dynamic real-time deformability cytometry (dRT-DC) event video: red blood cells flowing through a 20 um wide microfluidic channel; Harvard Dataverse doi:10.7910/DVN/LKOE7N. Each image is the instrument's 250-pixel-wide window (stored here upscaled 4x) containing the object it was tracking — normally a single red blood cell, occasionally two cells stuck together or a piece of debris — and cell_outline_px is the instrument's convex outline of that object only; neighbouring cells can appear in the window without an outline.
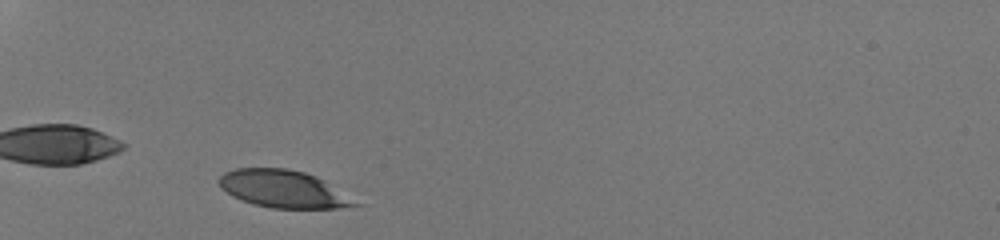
{"species": "human", "species_latin": "Homo sapiens", "temperature_condition": "room temperature", "stored_images_in_passage": 31, "camera_frame_rate_fps": 3000, "um_per_image_px": 0.085, "donor": {"sex": "male"}, "frame": {"image": 1, "passage_image": 2, "time_ms": 0.333, "image_size_px": [1000, 240], "cell_outline_px": [[364, 204], [336, 208], [272, 208], [252, 204], [240, 200], [232, 196], [220, 188], [220, 176], [224, 172], [236, 168], [288, 168], [304, 172], [316, 176], [324, 180]], "centroid_in_image_um": [24.09, 16.06], "position_along_channel_um": 60.9, "area_um2": 29.82}}
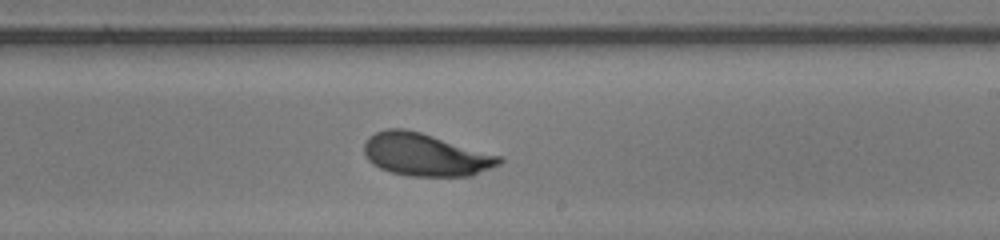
{"frame": {"image": 2, "passage_image": 18, "time_ms": 5.667, "image_size_px": [1000, 240], "cell_outline_px": [[504, 160], [500, 164], [472, 176], [408, 176], [392, 172], [380, 168], [372, 164], [368, 160], [364, 152], [364, 144], [368, 136], [376, 132], [388, 128], [404, 128], [420, 132], [504, 156]], "centroid_in_image_um": [36.19, 13.15], "position_along_channel_um": 252.8, "area_um2": 33.81}}
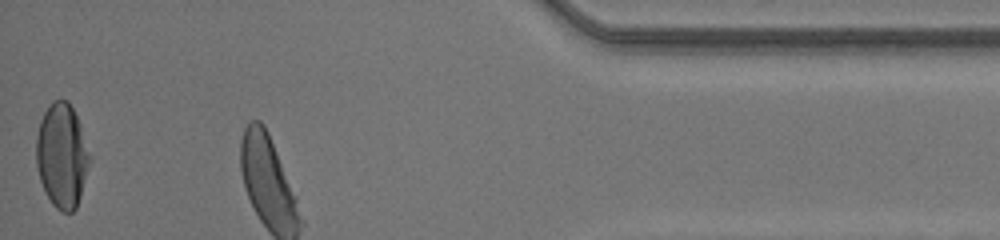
{"frame": {"image": 3, "passage_image": 31, "time_ms": 10.0, "image_size_px": [1000, 240], "cell_outline_px": [[92, 156], [80, 196], [76, 208], [72, 212], [60, 212], [52, 204], [40, 180], [36, 164], [36, 136], [40, 120], [44, 112], [52, 100], [68, 100], [80, 124]], "centroid_in_image_um": [5.27, 13.22], "position_along_channel_um": 429.9, "area_um2": 32.6}, "authors_computed_cell_mechanics": {"area_um2": 33.7552, "velocity_mm_per_s": 4.2166, "shape_relaxation_time_tau1_ms": 2.1909, "shape_relaxation_time_tau2_ms": null, "deformation_change_tau1": 0.1465, "deformation_change_tau2": null}}